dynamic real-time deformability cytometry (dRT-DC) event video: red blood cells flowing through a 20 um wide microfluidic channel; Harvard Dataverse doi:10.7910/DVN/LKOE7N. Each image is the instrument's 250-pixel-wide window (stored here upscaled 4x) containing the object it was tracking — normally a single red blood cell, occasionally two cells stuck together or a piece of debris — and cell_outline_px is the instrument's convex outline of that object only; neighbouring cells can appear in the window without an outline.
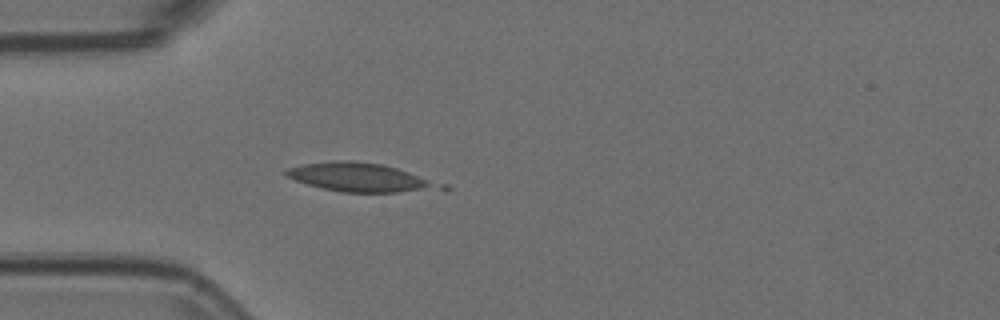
{"species": "Egyptian fruit bat (a non-hibernating species)", "species_latin": "Rousettus aegyptiacus", "temperature_condition": "room temperature", "stored_images_in_passage": 5, "camera_frame_rate_fps": 3000, "um_per_image_px": 0.085, "animal": {"sex": "female"}, "frame": {"image": 1, "passage_image": 5, "time_ms": 1.333, "image_size_px": [1000, 320], "cell_outline_px": [[452, 188], [448, 192], [340, 192], [308, 184], [296, 180], [288, 176], [284, 172], [288, 168], [304, 164], [332, 160], [352, 160], [384, 164], [448, 184]], "centroid_in_image_um": [30.88, 15.1], "position_along_channel_um": 54.1, "area_um2": 26.59}}